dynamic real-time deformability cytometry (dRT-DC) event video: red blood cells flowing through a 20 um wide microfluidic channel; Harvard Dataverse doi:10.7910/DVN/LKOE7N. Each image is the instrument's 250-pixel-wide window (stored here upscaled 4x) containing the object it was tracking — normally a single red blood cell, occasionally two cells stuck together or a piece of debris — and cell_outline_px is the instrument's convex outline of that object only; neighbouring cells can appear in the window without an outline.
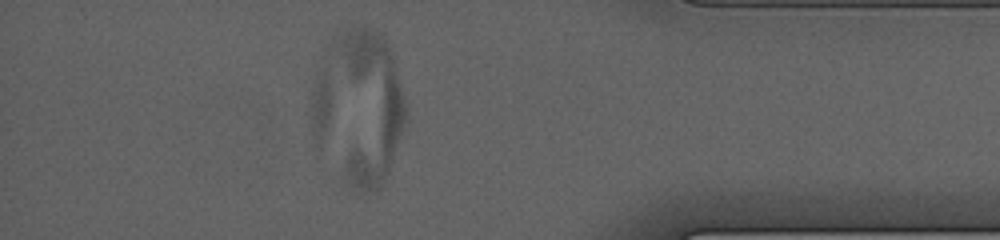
{"species": "human", "species_latin": "Homo sapiens", "temperature_condition": "cold", "stored_images_in_passage": 31, "segment_of_instrument_passage": [1, 2], "camera_frame_rate_fps": 3000, "um_per_image_px": 0.085, "donor": {"sex": "male"}, "frame": {"image": 1, "passage_image": 26, "time_ms": 10.333, "image_size_px": [1000, 240], "cell_outline_px": [[408, 120], [388, 172], [380, 188], [368, 192], [352, 188], [344, 180], [328, 48], [332, 40], [356, 28], [368, 28], [380, 32], [392, 56], [408, 108]], "centroid_in_image_um": [31.16, 9.05], "position_along_channel_um": 404.0, "area_um2": 68.26}}